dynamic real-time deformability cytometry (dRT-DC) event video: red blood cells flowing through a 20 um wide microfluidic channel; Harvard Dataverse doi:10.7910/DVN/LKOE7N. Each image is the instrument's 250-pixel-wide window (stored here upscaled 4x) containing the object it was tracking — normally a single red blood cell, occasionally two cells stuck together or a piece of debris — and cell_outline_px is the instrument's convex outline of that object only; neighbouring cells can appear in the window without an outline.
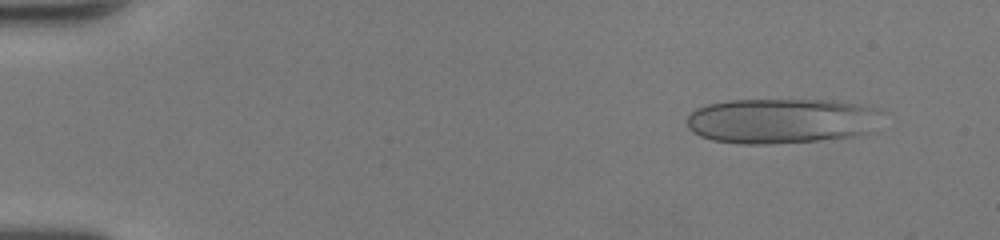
{"species": "human", "species_latin": "Homo sapiens", "temperature_condition": "room temperature", "stored_images_in_passage": 49, "camera_frame_rate_fps": 3000, "um_per_image_px": 0.085, "donor": {"sex": "female"}, "frame": {"image": 1, "passage_image": 5, "time_ms": 1.333, "image_size_px": [1000, 240], "cell_outline_px": [[876, 112], [872, 132], [856, 136], [820, 140], [768, 144], [740, 144], [712, 140], [700, 136], [692, 132], [688, 128], [688, 116], [696, 108], [708, 104], [728, 100], [836, 100], [876, 108]], "centroid_in_image_um": [66.34, 10.28], "position_along_channel_um": 18.7, "area_um2": 51.1}}
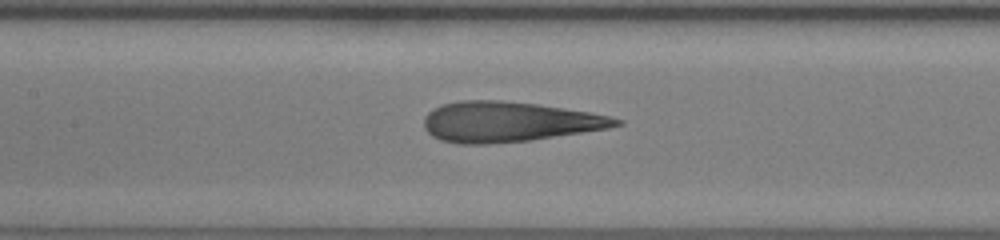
{"frame": {"image": 2, "passage_image": 24, "time_ms": 7.667, "image_size_px": [1000, 240], "cell_outline_px": [[624, 124], [608, 128], [528, 140], [488, 144], [460, 144], [440, 140], [432, 136], [424, 128], [424, 116], [432, 108], [440, 104], [460, 100], [500, 100], [536, 104], [588, 112], [608, 116], [624, 120]], "centroid_in_image_um": [43.18, 10.35], "position_along_channel_um": 164.2, "area_um2": 44.85}}
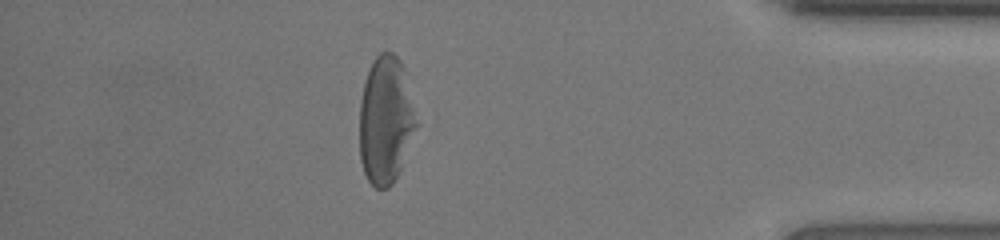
{"frame": {"image": 3, "passage_image": 43, "time_ms": 14.0, "image_size_px": [1000, 240], "cell_outline_px": [[420, 124], [400, 172], [392, 184], [388, 188], [376, 188], [368, 180], [364, 172], [360, 160], [360, 100], [364, 80], [372, 60], [380, 52], [392, 52], [400, 60], [404, 68]], "centroid_in_image_um": [32.82, 10.22], "position_along_channel_um": 402.4, "area_um2": 43.29}, "authors_computed_cell_mechanics": {"area_um2": 44.9106, "velocity_mm_per_s": 4.3011, "shape_relaxation_time_tau1_ms": 6.9453, "shape_relaxation_time_tau2_ms": 1.3358, "deformation_change_tau1": 0.28, "deformation_change_tau2": 0.1198}}